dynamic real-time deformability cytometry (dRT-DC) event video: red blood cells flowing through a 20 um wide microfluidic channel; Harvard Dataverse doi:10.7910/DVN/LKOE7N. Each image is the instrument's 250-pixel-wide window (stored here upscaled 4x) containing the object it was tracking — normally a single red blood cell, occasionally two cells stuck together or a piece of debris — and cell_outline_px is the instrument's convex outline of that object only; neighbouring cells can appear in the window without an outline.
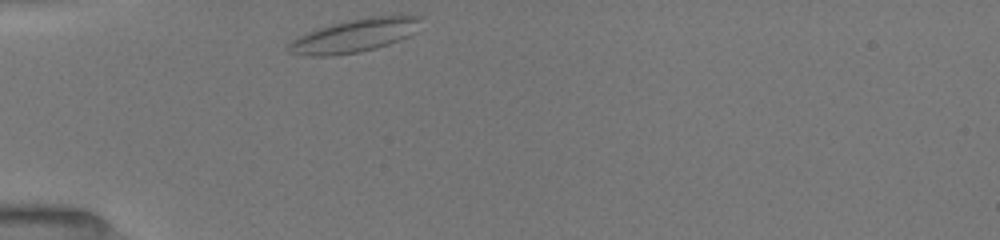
{"species": "common noctule bat (a hibernating species)", "species_latin": "Nyctalus noctula", "temperature_condition": "room temperature", "stored_images_in_passage": 23, "camera_frame_rate_fps": 3000, "um_per_image_px": 0.085, "animal": {"sex": "female", "body_mass_g": 19.5, "forearm_length_mm": 54.1}, "frame": {"image": 1, "passage_image": 1, "time_ms": 0.0, "image_size_px": [1000, 240], "cell_outline_px": [[424, 16], [408, 36], [388, 44], [376, 48], [360, 52], [332, 56], [308, 56], [288, 52], [288, 44], [292, 40], [316, 28], [348, 20], [372, 16]], "centroid_in_image_um": [30.07, 3.04], "position_along_channel_um": 54.9, "area_um2": 25.2}}
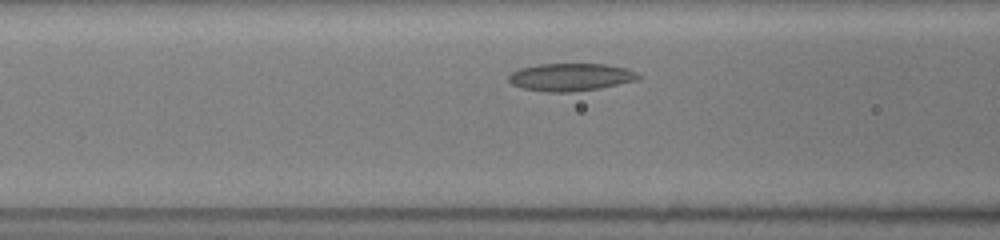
{"frame": {"image": 2, "passage_image": 12, "time_ms": 2.0, "image_size_px": [1000, 240], "cell_outline_px": [[640, 80], [600, 88], [572, 92], [544, 92], [524, 88], [512, 84], [508, 80], [508, 76], [512, 72], [520, 68], [536, 64], [604, 64], [628, 68], [636, 72], [640, 76]], "centroid_in_image_um": [48.53, 6.55], "position_along_channel_um": 118.1, "area_um2": 21.04}}
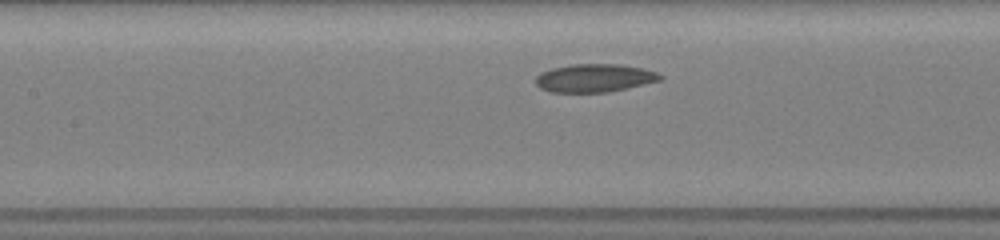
{"frame": {"image": 3, "passage_image": 18, "time_ms": 3.0, "image_size_px": [1000, 240], "cell_outline_px": [[664, 76], [660, 80], [628, 88], [608, 92], [548, 92], [540, 88], [536, 84], [536, 76], [540, 72], [552, 68], [572, 64], [620, 64], [644, 68], [656, 72]], "centroid_in_image_um": [50.52, 6.63], "position_along_channel_um": 156.9, "area_um2": 20.52}}